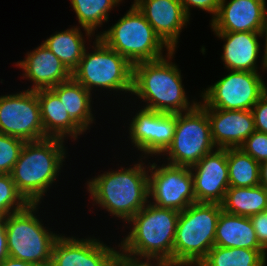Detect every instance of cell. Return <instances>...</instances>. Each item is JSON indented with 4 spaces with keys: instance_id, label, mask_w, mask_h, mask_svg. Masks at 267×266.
<instances>
[{
    "instance_id": "cell-5",
    "label": "cell",
    "mask_w": 267,
    "mask_h": 266,
    "mask_svg": "<svg viewBox=\"0 0 267 266\" xmlns=\"http://www.w3.org/2000/svg\"><path fill=\"white\" fill-rule=\"evenodd\" d=\"M221 204L193 203L180 212L173 244V266H198L215 246Z\"/></svg>"
},
{
    "instance_id": "cell-21",
    "label": "cell",
    "mask_w": 267,
    "mask_h": 266,
    "mask_svg": "<svg viewBox=\"0 0 267 266\" xmlns=\"http://www.w3.org/2000/svg\"><path fill=\"white\" fill-rule=\"evenodd\" d=\"M40 104L41 121L45 138L72 137L74 140L85 132L65 111L63 103L52 89L36 90Z\"/></svg>"
},
{
    "instance_id": "cell-38",
    "label": "cell",
    "mask_w": 267,
    "mask_h": 266,
    "mask_svg": "<svg viewBox=\"0 0 267 266\" xmlns=\"http://www.w3.org/2000/svg\"><path fill=\"white\" fill-rule=\"evenodd\" d=\"M0 266H35V265L28 263L26 261L7 257L2 263H0Z\"/></svg>"
},
{
    "instance_id": "cell-19",
    "label": "cell",
    "mask_w": 267,
    "mask_h": 266,
    "mask_svg": "<svg viewBox=\"0 0 267 266\" xmlns=\"http://www.w3.org/2000/svg\"><path fill=\"white\" fill-rule=\"evenodd\" d=\"M24 59L18 61L16 66L23 69V78L33 82L28 90L51 89L72 78V73L43 43L28 52Z\"/></svg>"
},
{
    "instance_id": "cell-29",
    "label": "cell",
    "mask_w": 267,
    "mask_h": 266,
    "mask_svg": "<svg viewBox=\"0 0 267 266\" xmlns=\"http://www.w3.org/2000/svg\"><path fill=\"white\" fill-rule=\"evenodd\" d=\"M30 203L18 191L11 174H0V217L26 208Z\"/></svg>"
},
{
    "instance_id": "cell-1",
    "label": "cell",
    "mask_w": 267,
    "mask_h": 266,
    "mask_svg": "<svg viewBox=\"0 0 267 266\" xmlns=\"http://www.w3.org/2000/svg\"><path fill=\"white\" fill-rule=\"evenodd\" d=\"M175 50L165 57L133 65L132 93L146 102L143 108L161 113L179 114L192 110L182 85L181 70L171 62ZM180 70V71H179Z\"/></svg>"
},
{
    "instance_id": "cell-4",
    "label": "cell",
    "mask_w": 267,
    "mask_h": 266,
    "mask_svg": "<svg viewBox=\"0 0 267 266\" xmlns=\"http://www.w3.org/2000/svg\"><path fill=\"white\" fill-rule=\"evenodd\" d=\"M64 140L44 138L25 142L11 174L18 191L30 204H39L55 182L66 158ZM58 175V176H57Z\"/></svg>"
},
{
    "instance_id": "cell-39",
    "label": "cell",
    "mask_w": 267,
    "mask_h": 266,
    "mask_svg": "<svg viewBox=\"0 0 267 266\" xmlns=\"http://www.w3.org/2000/svg\"><path fill=\"white\" fill-rule=\"evenodd\" d=\"M260 185L267 188V160L260 163Z\"/></svg>"
},
{
    "instance_id": "cell-8",
    "label": "cell",
    "mask_w": 267,
    "mask_h": 266,
    "mask_svg": "<svg viewBox=\"0 0 267 266\" xmlns=\"http://www.w3.org/2000/svg\"><path fill=\"white\" fill-rule=\"evenodd\" d=\"M95 39V50L89 53L85 49L72 78L90 93L95 87L132 93L133 65L101 39Z\"/></svg>"
},
{
    "instance_id": "cell-33",
    "label": "cell",
    "mask_w": 267,
    "mask_h": 266,
    "mask_svg": "<svg viewBox=\"0 0 267 266\" xmlns=\"http://www.w3.org/2000/svg\"><path fill=\"white\" fill-rule=\"evenodd\" d=\"M254 117L255 131L267 134V91L251 109Z\"/></svg>"
},
{
    "instance_id": "cell-13",
    "label": "cell",
    "mask_w": 267,
    "mask_h": 266,
    "mask_svg": "<svg viewBox=\"0 0 267 266\" xmlns=\"http://www.w3.org/2000/svg\"><path fill=\"white\" fill-rule=\"evenodd\" d=\"M176 123L177 114L142 108L129 124L131 142L145 155L159 156L171 144Z\"/></svg>"
},
{
    "instance_id": "cell-35",
    "label": "cell",
    "mask_w": 267,
    "mask_h": 266,
    "mask_svg": "<svg viewBox=\"0 0 267 266\" xmlns=\"http://www.w3.org/2000/svg\"><path fill=\"white\" fill-rule=\"evenodd\" d=\"M259 244L267 251V209L249 217Z\"/></svg>"
},
{
    "instance_id": "cell-20",
    "label": "cell",
    "mask_w": 267,
    "mask_h": 266,
    "mask_svg": "<svg viewBox=\"0 0 267 266\" xmlns=\"http://www.w3.org/2000/svg\"><path fill=\"white\" fill-rule=\"evenodd\" d=\"M214 33L226 41L221 59L228 71L258 72L257 59L261 46L258 37H262L261 32Z\"/></svg>"
},
{
    "instance_id": "cell-2",
    "label": "cell",
    "mask_w": 267,
    "mask_h": 266,
    "mask_svg": "<svg viewBox=\"0 0 267 266\" xmlns=\"http://www.w3.org/2000/svg\"><path fill=\"white\" fill-rule=\"evenodd\" d=\"M140 161L133 167L104 172L87 181L94 204L126 223L149 203V167Z\"/></svg>"
},
{
    "instance_id": "cell-16",
    "label": "cell",
    "mask_w": 267,
    "mask_h": 266,
    "mask_svg": "<svg viewBox=\"0 0 267 266\" xmlns=\"http://www.w3.org/2000/svg\"><path fill=\"white\" fill-rule=\"evenodd\" d=\"M134 4L161 40L175 50L180 32L189 22L180 0H134Z\"/></svg>"
},
{
    "instance_id": "cell-15",
    "label": "cell",
    "mask_w": 267,
    "mask_h": 266,
    "mask_svg": "<svg viewBox=\"0 0 267 266\" xmlns=\"http://www.w3.org/2000/svg\"><path fill=\"white\" fill-rule=\"evenodd\" d=\"M90 238L60 235L53 246L50 266H111L117 250Z\"/></svg>"
},
{
    "instance_id": "cell-31",
    "label": "cell",
    "mask_w": 267,
    "mask_h": 266,
    "mask_svg": "<svg viewBox=\"0 0 267 266\" xmlns=\"http://www.w3.org/2000/svg\"><path fill=\"white\" fill-rule=\"evenodd\" d=\"M258 163L267 160V134L254 131L239 147Z\"/></svg>"
},
{
    "instance_id": "cell-30",
    "label": "cell",
    "mask_w": 267,
    "mask_h": 266,
    "mask_svg": "<svg viewBox=\"0 0 267 266\" xmlns=\"http://www.w3.org/2000/svg\"><path fill=\"white\" fill-rule=\"evenodd\" d=\"M25 144L22 139L0 133V174H10Z\"/></svg>"
},
{
    "instance_id": "cell-32",
    "label": "cell",
    "mask_w": 267,
    "mask_h": 266,
    "mask_svg": "<svg viewBox=\"0 0 267 266\" xmlns=\"http://www.w3.org/2000/svg\"><path fill=\"white\" fill-rule=\"evenodd\" d=\"M144 259V261L140 260ZM154 261V262H151ZM157 263H156V262ZM111 266H169L167 263L153 258H140L122 251H116Z\"/></svg>"
},
{
    "instance_id": "cell-3",
    "label": "cell",
    "mask_w": 267,
    "mask_h": 266,
    "mask_svg": "<svg viewBox=\"0 0 267 266\" xmlns=\"http://www.w3.org/2000/svg\"><path fill=\"white\" fill-rule=\"evenodd\" d=\"M180 212L160 208L149 202L127 223L129 234L118 247L125 253L140 258H153L173 266V244Z\"/></svg>"
},
{
    "instance_id": "cell-12",
    "label": "cell",
    "mask_w": 267,
    "mask_h": 266,
    "mask_svg": "<svg viewBox=\"0 0 267 266\" xmlns=\"http://www.w3.org/2000/svg\"><path fill=\"white\" fill-rule=\"evenodd\" d=\"M148 169L149 198L154 201L150 203L179 212L196 203L190 167L153 163Z\"/></svg>"
},
{
    "instance_id": "cell-34",
    "label": "cell",
    "mask_w": 267,
    "mask_h": 266,
    "mask_svg": "<svg viewBox=\"0 0 267 266\" xmlns=\"http://www.w3.org/2000/svg\"><path fill=\"white\" fill-rule=\"evenodd\" d=\"M180 2L183 5L184 11L189 18L190 7L192 6L202 9L203 11H206L208 13H212V21L218 13L221 0H180Z\"/></svg>"
},
{
    "instance_id": "cell-11",
    "label": "cell",
    "mask_w": 267,
    "mask_h": 266,
    "mask_svg": "<svg viewBox=\"0 0 267 266\" xmlns=\"http://www.w3.org/2000/svg\"><path fill=\"white\" fill-rule=\"evenodd\" d=\"M0 133L25 142L45 138L36 91L0 96Z\"/></svg>"
},
{
    "instance_id": "cell-14",
    "label": "cell",
    "mask_w": 267,
    "mask_h": 266,
    "mask_svg": "<svg viewBox=\"0 0 267 266\" xmlns=\"http://www.w3.org/2000/svg\"><path fill=\"white\" fill-rule=\"evenodd\" d=\"M190 170L196 202L221 204L229 188L227 149L216 148Z\"/></svg>"
},
{
    "instance_id": "cell-7",
    "label": "cell",
    "mask_w": 267,
    "mask_h": 266,
    "mask_svg": "<svg viewBox=\"0 0 267 266\" xmlns=\"http://www.w3.org/2000/svg\"><path fill=\"white\" fill-rule=\"evenodd\" d=\"M37 207L29 204L5 218L8 254L35 266H50L53 246L60 235L44 227L36 216Z\"/></svg>"
},
{
    "instance_id": "cell-18",
    "label": "cell",
    "mask_w": 267,
    "mask_h": 266,
    "mask_svg": "<svg viewBox=\"0 0 267 266\" xmlns=\"http://www.w3.org/2000/svg\"><path fill=\"white\" fill-rule=\"evenodd\" d=\"M203 109L208 115L216 148H239L255 131L251 110Z\"/></svg>"
},
{
    "instance_id": "cell-10",
    "label": "cell",
    "mask_w": 267,
    "mask_h": 266,
    "mask_svg": "<svg viewBox=\"0 0 267 266\" xmlns=\"http://www.w3.org/2000/svg\"><path fill=\"white\" fill-rule=\"evenodd\" d=\"M267 91L259 72L234 71L204 89L198 104L202 108L251 110Z\"/></svg>"
},
{
    "instance_id": "cell-9",
    "label": "cell",
    "mask_w": 267,
    "mask_h": 266,
    "mask_svg": "<svg viewBox=\"0 0 267 266\" xmlns=\"http://www.w3.org/2000/svg\"><path fill=\"white\" fill-rule=\"evenodd\" d=\"M215 149L208 115L197 104L192 110L177 114L174 138L162 155L167 154L169 164L192 167Z\"/></svg>"
},
{
    "instance_id": "cell-36",
    "label": "cell",
    "mask_w": 267,
    "mask_h": 266,
    "mask_svg": "<svg viewBox=\"0 0 267 266\" xmlns=\"http://www.w3.org/2000/svg\"><path fill=\"white\" fill-rule=\"evenodd\" d=\"M7 257H9V254L5 218L0 217V263Z\"/></svg>"
},
{
    "instance_id": "cell-27",
    "label": "cell",
    "mask_w": 267,
    "mask_h": 266,
    "mask_svg": "<svg viewBox=\"0 0 267 266\" xmlns=\"http://www.w3.org/2000/svg\"><path fill=\"white\" fill-rule=\"evenodd\" d=\"M229 187L260 185V163L240 148H227Z\"/></svg>"
},
{
    "instance_id": "cell-28",
    "label": "cell",
    "mask_w": 267,
    "mask_h": 266,
    "mask_svg": "<svg viewBox=\"0 0 267 266\" xmlns=\"http://www.w3.org/2000/svg\"><path fill=\"white\" fill-rule=\"evenodd\" d=\"M122 0H71L77 20L86 36L95 34L97 27L109 19L110 10L121 3Z\"/></svg>"
},
{
    "instance_id": "cell-23",
    "label": "cell",
    "mask_w": 267,
    "mask_h": 266,
    "mask_svg": "<svg viewBox=\"0 0 267 266\" xmlns=\"http://www.w3.org/2000/svg\"><path fill=\"white\" fill-rule=\"evenodd\" d=\"M59 97L69 116L84 130L95 117L91 113L92 93L73 78L51 88Z\"/></svg>"
},
{
    "instance_id": "cell-6",
    "label": "cell",
    "mask_w": 267,
    "mask_h": 266,
    "mask_svg": "<svg viewBox=\"0 0 267 266\" xmlns=\"http://www.w3.org/2000/svg\"><path fill=\"white\" fill-rule=\"evenodd\" d=\"M101 33L95 37L125 57L132 65L165 57L163 48L167 52L171 51L134 3L117 23Z\"/></svg>"
},
{
    "instance_id": "cell-25",
    "label": "cell",
    "mask_w": 267,
    "mask_h": 266,
    "mask_svg": "<svg viewBox=\"0 0 267 266\" xmlns=\"http://www.w3.org/2000/svg\"><path fill=\"white\" fill-rule=\"evenodd\" d=\"M85 39L79 27L55 32L43 44L72 73L78 66L85 51Z\"/></svg>"
},
{
    "instance_id": "cell-22",
    "label": "cell",
    "mask_w": 267,
    "mask_h": 266,
    "mask_svg": "<svg viewBox=\"0 0 267 266\" xmlns=\"http://www.w3.org/2000/svg\"><path fill=\"white\" fill-rule=\"evenodd\" d=\"M215 246L265 250L258 242L249 217L221 211L218 218Z\"/></svg>"
},
{
    "instance_id": "cell-24",
    "label": "cell",
    "mask_w": 267,
    "mask_h": 266,
    "mask_svg": "<svg viewBox=\"0 0 267 266\" xmlns=\"http://www.w3.org/2000/svg\"><path fill=\"white\" fill-rule=\"evenodd\" d=\"M222 210L239 216L251 217L267 209V188L229 187L221 203Z\"/></svg>"
},
{
    "instance_id": "cell-17",
    "label": "cell",
    "mask_w": 267,
    "mask_h": 266,
    "mask_svg": "<svg viewBox=\"0 0 267 266\" xmlns=\"http://www.w3.org/2000/svg\"><path fill=\"white\" fill-rule=\"evenodd\" d=\"M266 12V0H221L212 31L261 32Z\"/></svg>"
},
{
    "instance_id": "cell-37",
    "label": "cell",
    "mask_w": 267,
    "mask_h": 266,
    "mask_svg": "<svg viewBox=\"0 0 267 266\" xmlns=\"http://www.w3.org/2000/svg\"><path fill=\"white\" fill-rule=\"evenodd\" d=\"M261 36L262 38L265 36V49H264V55H263V58H262V70L263 69H266L267 70V12H266V15H265V20H264V23H263V28L261 30Z\"/></svg>"
},
{
    "instance_id": "cell-26",
    "label": "cell",
    "mask_w": 267,
    "mask_h": 266,
    "mask_svg": "<svg viewBox=\"0 0 267 266\" xmlns=\"http://www.w3.org/2000/svg\"><path fill=\"white\" fill-rule=\"evenodd\" d=\"M266 250L214 246L198 266H266Z\"/></svg>"
}]
</instances>
